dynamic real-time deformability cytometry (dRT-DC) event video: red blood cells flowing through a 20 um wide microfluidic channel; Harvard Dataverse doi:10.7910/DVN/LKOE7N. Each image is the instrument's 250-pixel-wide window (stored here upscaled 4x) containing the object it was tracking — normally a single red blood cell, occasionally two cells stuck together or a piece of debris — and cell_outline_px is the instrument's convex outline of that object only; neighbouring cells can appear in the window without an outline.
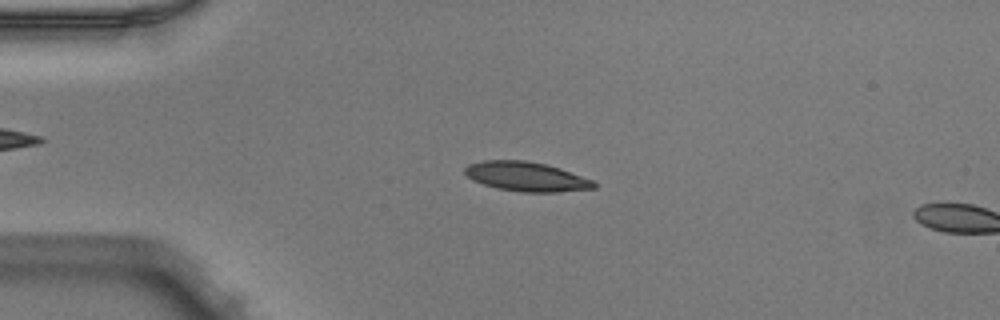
{"species": "Egyptian fruit bat (a non-hibernating species)", "species_latin": "Rousettus aegyptiacus", "temperature_condition": "warm", "stored_images_in_passage": 14, "camera_frame_rate_fps": 3000, "um_per_image_px": 0.085, "animal": {"sex": "male"}, "frame": {"image": 1, "passage_image": 12, "time_ms": 3.667, "image_size_px": [1000, 320], "cell_outline_px": [[596, 188], [556, 192], [524, 192], [496, 188], [472, 180], [464, 172], [464, 168], [468, 164], [484, 160], [524, 160], [548, 164], [560, 168], [592, 180], [596, 184]], "centroid_in_image_um": [44.72, 15.0], "position_along_channel_um": 40.3, "area_um2": 22.08}}